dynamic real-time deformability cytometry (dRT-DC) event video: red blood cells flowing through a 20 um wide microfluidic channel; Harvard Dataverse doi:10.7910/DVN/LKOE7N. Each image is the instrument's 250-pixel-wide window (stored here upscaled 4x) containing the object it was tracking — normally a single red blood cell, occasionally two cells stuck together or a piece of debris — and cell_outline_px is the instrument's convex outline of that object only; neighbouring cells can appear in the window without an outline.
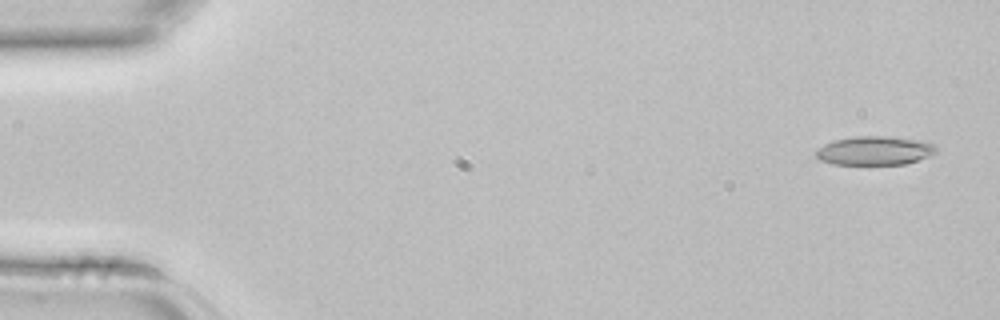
{"species": "common noctule bat (a hibernating species)", "species_latin": "Nyctalus noctula", "temperature_condition": "room temperature", "stored_images_in_passage": 4, "camera_frame_rate_fps": 3000, "um_per_image_px": 0.085, "animal": {"sex": "female", "body_mass_g": 22.7, "forearm_length_mm": 54.2}, "frame": {"image": 1, "passage_image": 1, "time_ms": 0.0, "image_size_px": [1000, 320], "cell_outline_px": [[936, 152], [928, 156], [904, 164], [832, 164], [820, 160], [816, 156], [816, 148], [832, 140], [856, 136], [888, 136], [924, 140], [932, 144], [936, 148]], "centroid_in_image_um": [74.31, 12.79], "position_along_channel_um": 10.7, "area_um2": 20.23}}
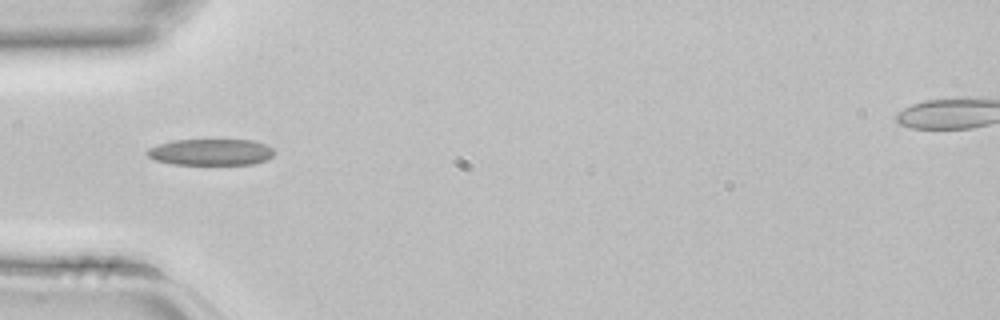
{"frame": {"image": 2, "passage_image": 4, "time_ms": 1.0, "image_size_px": [1000, 320], "cell_outline_px": [[272, 156], [268, 160], [252, 164], [172, 164], [156, 160], [148, 156], [144, 152], [148, 148], [172, 140], [252, 140], [264, 144], [272, 148]], "centroid_in_image_um": [17.89, 12.93], "position_along_channel_um": 67.1, "area_um2": 19.42}}